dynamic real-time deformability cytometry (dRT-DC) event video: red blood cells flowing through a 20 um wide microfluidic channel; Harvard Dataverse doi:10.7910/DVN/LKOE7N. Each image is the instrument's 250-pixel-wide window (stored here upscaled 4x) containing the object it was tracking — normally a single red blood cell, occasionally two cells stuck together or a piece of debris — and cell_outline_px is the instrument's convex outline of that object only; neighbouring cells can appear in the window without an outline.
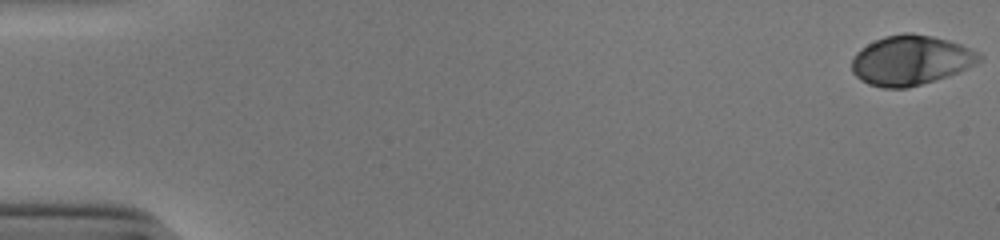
{"species": "human", "species_latin": "Homo sapiens", "temperature_condition": "cold", "stored_images_in_passage": 54, "camera_frame_rate_fps": 3000, "um_per_image_px": 0.085, "donor": {"sex": "male"}, "frame": {"image": 1, "passage_image": 1, "time_ms": 0.0, "image_size_px": [1000, 240], "cell_outline_px": [[984, 56], [976, 64], [960, 72], [948, 76], [908, 88], [884, 88], [868, 84], [860, 80], [852, 72], [852, 60], [856, 52], [860, 48], [884, 36], [904, 32], [912, 32], [932, 36], [948, 40], [960, 44], [980, 52]], "centroid_in_image_um": [77.43, 5.12], "position_along_channel_um": 7.6, "area_um2": 37.22}}
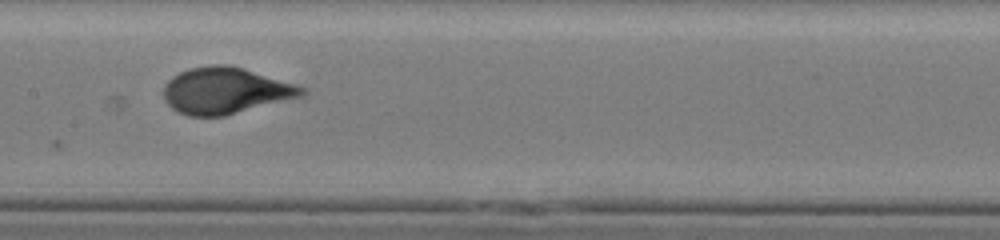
{"frame": {"image": 2, "passage_image": 28, "time_ms": 9.0, "image_size_px": [1000, 240], "cell_outline_px": [[308, 92], [304, 96], [224, 116], [188, 116], [172, 108], [164, 100], [164, 84], [172, 76], [188, 68], [212, 64], [224, 64], [244, 68], [296, 84], [308, 88]], "centroid_in_image_um": [19.19, 7.7], "position_along_channel_um": 188.2, "area_um2": 37.63}}
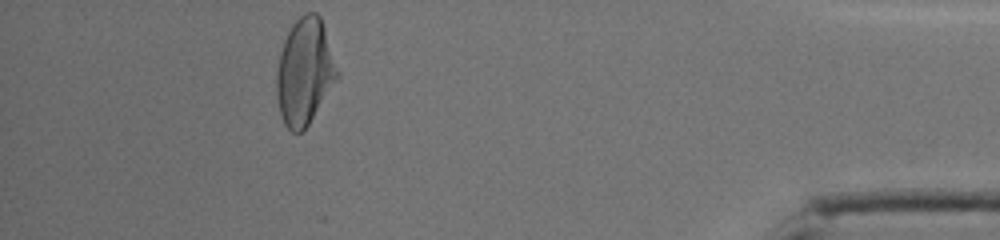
{"frame": {"image": 3, "passage_image": 49, "time_ms": 16.0, "image_size_px": [1000, 240], "cell_outline_px": [[340, 76], [308, 124], [300, 132], [292, 132], [284, 124], [280, 116], [276, 96], [276, 72], [280, 52], [284, 40], [292, 24], [304, 12], [316, 12], [320, 16], [340, 72]], "centroid_in_image_um": [25.89, 6.08], "position_along_channel_um": 409.3, "area_um2": 37.74}, "authors_computed_cell_mechanics": {"area_um2": 36.7319, "velocity_mm_per_s": 3.8794, "shape_relaxation_time_tau1_ms": 3.8604, "shape_relaxation_time_tau2_ms": null, "deformation_change_tau1": 0.1871, "deformation_change_tau2": null}}